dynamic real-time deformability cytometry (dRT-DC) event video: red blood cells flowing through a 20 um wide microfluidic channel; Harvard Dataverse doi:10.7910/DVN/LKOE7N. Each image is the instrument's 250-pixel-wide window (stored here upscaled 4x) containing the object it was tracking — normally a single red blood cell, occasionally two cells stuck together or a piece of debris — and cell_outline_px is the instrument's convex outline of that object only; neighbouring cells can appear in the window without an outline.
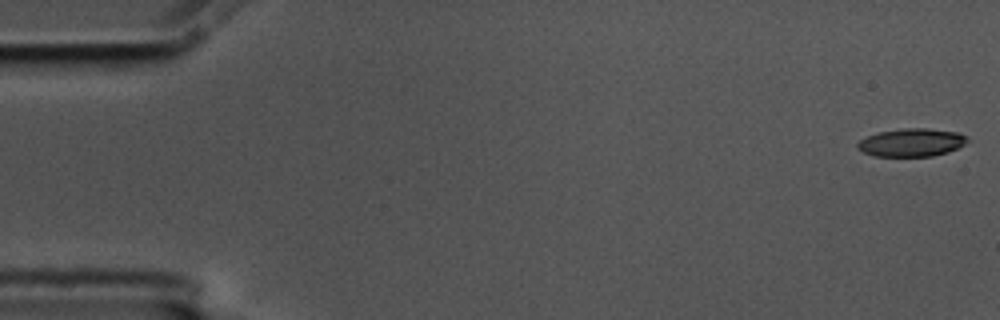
{"species": "common noctule bat (a hibernating species)", "species_latin": "Nyctalus noctula", "temperature_condition": "cold", "stored_images_in_passage": 10, "camera_frame_rate_fps": 3000, "um_per_image_px": 0.085, "animal": {"sex": "male", "body_mass_g": 17.5, "forearm_length_mm": 52.3}, "frame": {"image": 1, "passage_image": 1, "time_ms": 0.0, "image_size_px": [1000, 320], "cell_outline_px": [[968, 140], [964, 144], [948, 152], [932, 156], [872, 156], [856, 148], [856, 144], [860, 140], [868, 136], [880, 132], [900, 128], [928, 128], [960, 132], [968, 136]], "centroid_in_image_um": [77.49, 12.1], "position_along_channel_um": 7.5, "area_um2": 18.03}}